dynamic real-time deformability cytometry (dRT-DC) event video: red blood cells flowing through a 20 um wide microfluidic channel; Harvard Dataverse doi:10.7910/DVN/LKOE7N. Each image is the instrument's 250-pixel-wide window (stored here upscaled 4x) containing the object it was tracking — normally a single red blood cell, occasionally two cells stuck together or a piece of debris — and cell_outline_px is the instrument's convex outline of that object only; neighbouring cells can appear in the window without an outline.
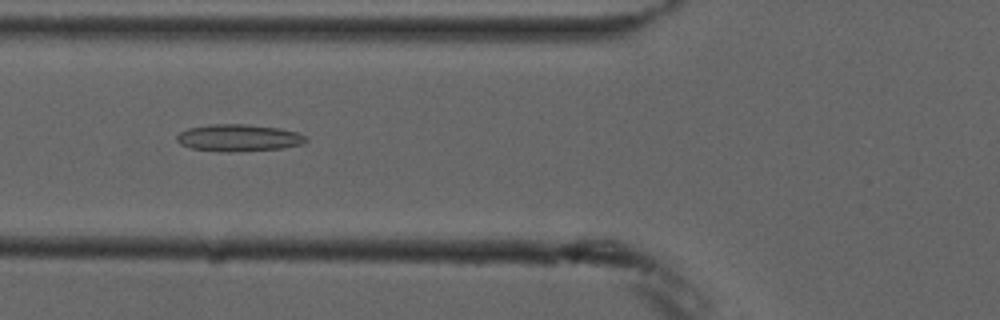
{"species": "common noctule bat (a hibernating species)", "species_latin": "Nyctalus noctula", "temperature_condition": "cold", "stored_images_in_passage": 7, "camera_frame_rate_fps": 3000, "um_per_image_px": 0.085, "animal": {"sex": "male", "forearm_length_mm": 52.5}, "frame": {"image": 1, "passage_image": 5, "time_ms": 5.667, "image_size_px": [1000, 320], "cell_outline_px": [[308, 140], [304, 144], [284, 148], [192, 148], [180, 144], [176, 140], [176, 136], [180, 132], [188, 128], [208, 124], [244, 124], [280, 128], [296, 132], [304, 136]], "centroid_in_image_um": [20.3, 11.64], "position_along_channel_um": 105.5, "area_um2": 18.96}}
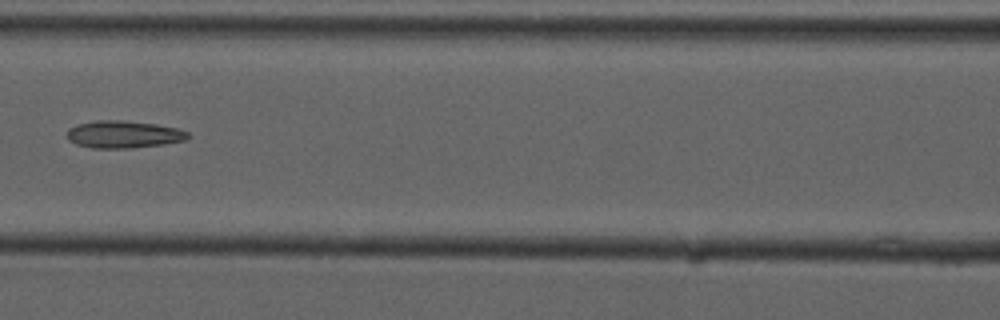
{"frame": {"image": 2, "passage_image": 6, "time_ms": 7.0, "image_size_px": [1000, 320], "cell_outline_px": [[188, 136], [184, 140], [164, 144], [128, 148], [92, 148], [76, 144], [68, 140], [68, 128], [76, 124], [96, 120], [124, 120], [156, 124], [176, 128], [188, 132]], "centroid_in_image_um": [10.45, 11.41], "position_along_channel_um": 156.1, "area_um2": 19.19}}
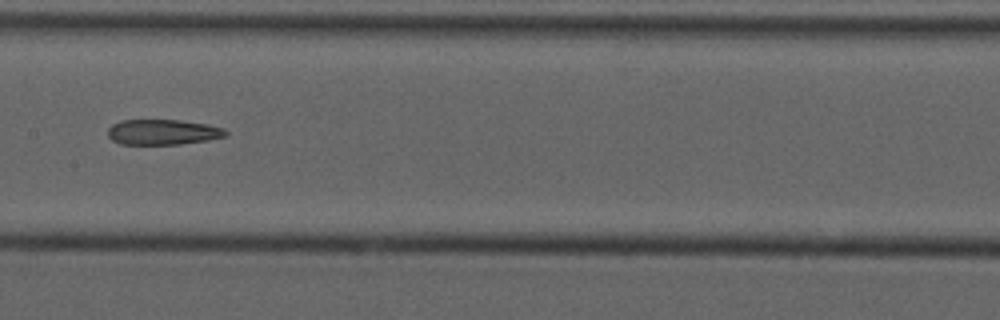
{"frame": {"image": 3, "passage_image": 7, "time_ms": 8.0, "image_size_px": [1000, 320], "cell_outline_px": [[228, 136], [208, 140], [180, 144], [120, 144], [112, 140], [108, 136], [108, 128], [112, 124], [120, 120], [180, 120], [208, 124], [224, 128], [228, 132]], "centroid_in_image_um": [13.86, 11.22], "position_along_channel_um": 193.5, "area_um2": 17.57}}